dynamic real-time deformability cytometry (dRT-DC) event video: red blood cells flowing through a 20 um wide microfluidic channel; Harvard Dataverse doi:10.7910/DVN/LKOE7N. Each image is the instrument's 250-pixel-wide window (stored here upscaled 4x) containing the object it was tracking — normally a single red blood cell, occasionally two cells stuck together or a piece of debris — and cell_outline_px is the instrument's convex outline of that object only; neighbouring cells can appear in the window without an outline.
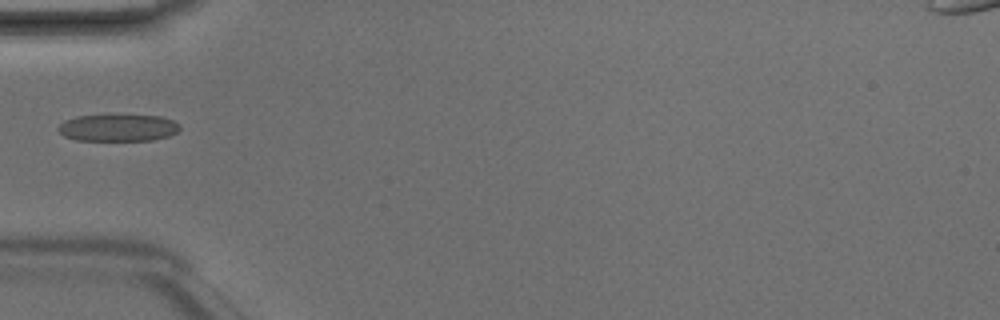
{"species": "Egyptian fruit bat (a non-hibernating species)", "species_latin": "Rousettus aegyptiacus", "temperature_condition": "room temperature", "stored_images_in_passage": 1, "camera_frame_rate_fps": 3000, "um_per_image_px": 0.085, "animal": {"sex": "male"}, "frame": {"image": 1, "passage_image": 1, "time_ms": 0.0, "image_size_px": [1000, 320], "cell_outline_px": [[180, 128], [176, 132], [168, 136], [152, 140], [76, 140], [64, 136], [56, 128], [64, 120], [76, 116], [160, 116], [172, 120], [180, 124]], "centroid_in_image_um": [10.01, 10.87], "position_along_channel_um": 75.0, "area_um2": 18.84}}